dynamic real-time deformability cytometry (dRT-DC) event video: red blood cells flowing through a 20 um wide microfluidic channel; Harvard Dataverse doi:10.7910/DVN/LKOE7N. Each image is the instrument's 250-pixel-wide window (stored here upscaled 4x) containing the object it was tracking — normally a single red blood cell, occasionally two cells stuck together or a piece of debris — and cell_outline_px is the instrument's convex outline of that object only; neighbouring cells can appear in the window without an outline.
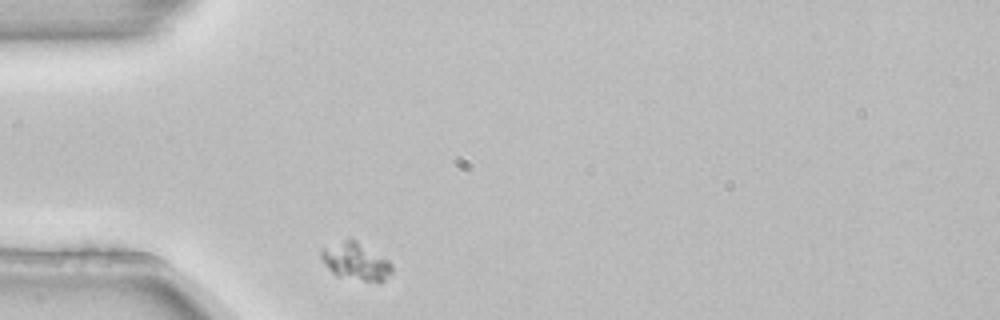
{"species": "common noctule bat (a hibernating species)", "species_latin": "Nyctalus noctula", "temperature_condition": "room temperature", "stored_images_in_passage": 1, "camera_frame_rate_fps": 3000, "um_per_image_px": 0.085, "animal": {"sex": "female", "body_mass_g": 22.7, "forearm_length_mm": 54.2}, "frame": {"image": 1, "passage_image": 1, "time_ms": 0.0, "image_size_px": [1000, 320], "cell_outline_px": [[392, 272], [380, 284], [336, 276], [320, 260], [320, 248], [344, 240], [356, 240], [388, 260], [392, 264]], "centroid_in_image_um": [30.22, 22.25], "position_along_channel_um": 54.8, "area_um2": 15.61}}